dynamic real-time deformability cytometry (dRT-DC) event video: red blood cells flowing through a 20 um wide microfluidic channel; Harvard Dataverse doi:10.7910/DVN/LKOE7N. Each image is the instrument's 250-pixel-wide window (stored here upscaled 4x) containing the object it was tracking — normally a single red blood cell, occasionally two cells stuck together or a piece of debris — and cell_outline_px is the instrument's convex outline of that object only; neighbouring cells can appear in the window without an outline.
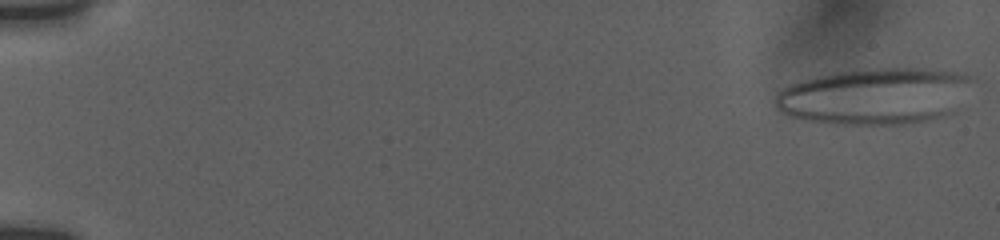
{"species": "human", "species_latin": "Homo sapiens", "temperature_condition": "room temperature", "stored_images_in_passage": 57, "segment_of_instrument_passage": [1, 2], "camera_frame_rate_fps": 3000, "um_per_image_px": 0.085, "donor": {"sex": "female"}, "frame": {"image": 1, "passage_image": 1, "time_ms": 0.0, "image_size_px": [1000, 240], "cell_outline_px": [[968, 80], [952, 112], [920, 124], [836, 124], [812, 120], [792, 116], [776, 108], [776, 96], [784, 88], [808, 80], [840, 72], [876, 68], [924, 68], [952, 72], [968, 76]], "centroid_in_image_um": [74.35, 8.2], "position_along_channel_um": 10.6, "area_um2": 62.83}}
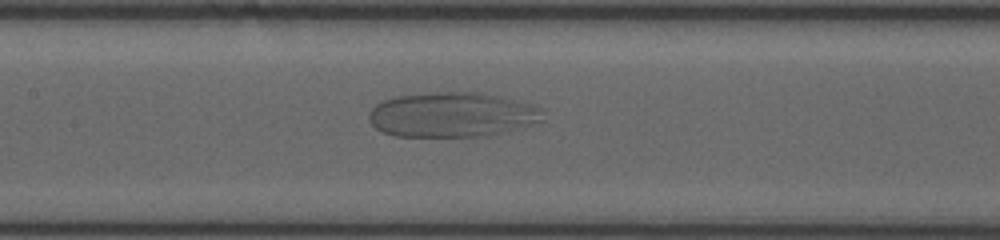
{"frame": {"image": 2, "passage_image": 29, "time_ms": 9.333, "image_size_px": [1000, 240], "cell_outline_px": [[544, 120], [532, 124], [488, 136], [396, 136], [384, 132], [376, 128], [368, 120], [368, 116], [372, 108], [376, 104], [384, 100], [396, 96], [436, 92], [476, 92], [496, 96], [544, 108]], "centroid_in_image_um": [38.42, 9.75], "position_along_channel_um": 169.0, "area_um2": 45.2}}
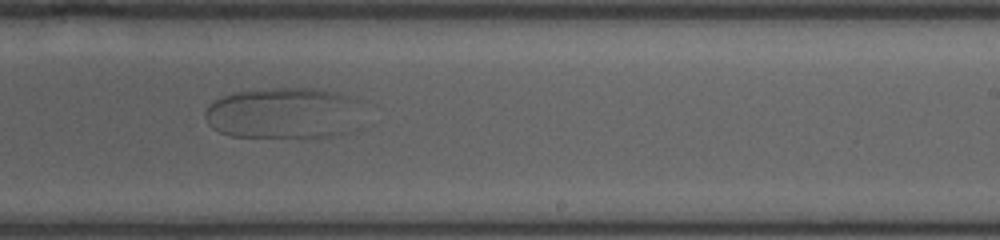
{"frame": {"image": 3, "passage_image": 37, "time_ms": 12.0, "image_size_px": [1000, 240], "cell_outline_px": [[348, 96], [332, 132], [328, 136], [232, 136], [220, 132], [212, 128], [208, 124], [204, 116], [204, 112], [208, 104], [224, 96], [236, 92], [272, 88], [320, 88]], "centroid_in_image_um": [23.51, 9.56], "position_along_channel_um": 265.5, "area_um2": 42.25}}